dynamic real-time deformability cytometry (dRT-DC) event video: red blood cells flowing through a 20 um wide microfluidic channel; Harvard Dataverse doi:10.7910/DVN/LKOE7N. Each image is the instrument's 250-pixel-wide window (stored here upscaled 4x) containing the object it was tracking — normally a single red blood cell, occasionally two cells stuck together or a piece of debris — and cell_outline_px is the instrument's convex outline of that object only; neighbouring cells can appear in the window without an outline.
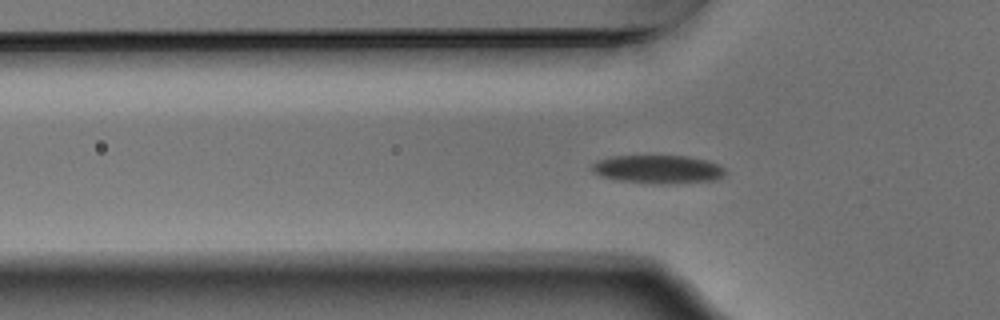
{"species": "Egyptian fruit bat (a non-hibernating species)", "species_latin": "Rousettus aegyptiacus", "temperature_condition": "warm", "stored_images_in_passage": 55, "camera_frame_rate_fps": 3000, "um_per_image_px": 0.085, "animal": {"sex": "male"}, "frame": {"image": 1, "passage_image": 17, "time_ms": 5.333, "image_size_px": [1000, 320], "cell_outline_px": [[724, 176], [712, 180], [664, 184], [660, 184], [616, 180], [600, 176], [592, 172], [588, 168], [596, 160], [612, 156], [688, 156], [708, 160], [724, 168]], "centroid_in_image_um": [55.85, 14.38], "position_along_channel_um": 69.9, "area_um2": 22.08}}
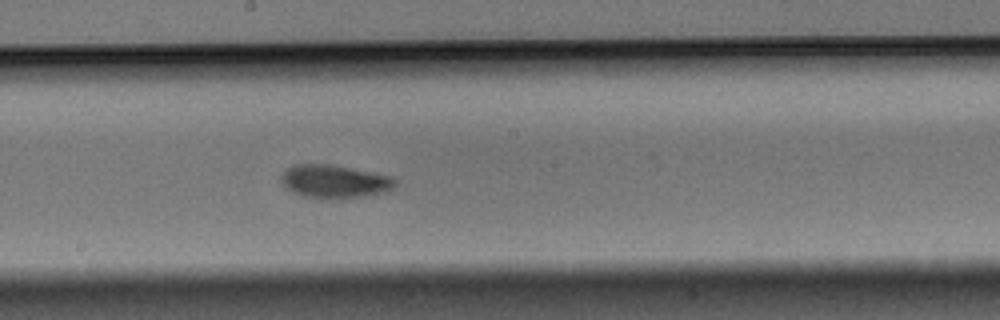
{"frame": {"image": 2, "passage_image": 29, "time_ms": 9.333, "image_size_px": [1000, 320], "cell_outline_px": [[396, 184], [392, 188], [384, 192], [364, 196], [328, 200], [320, 200], [300, 196], [292, 192], [280, 180], [280, 176], [284, 168], [292, 164], [332, 164], [392, 176], [396, 180]], "centroid_in_image_um": [28.37, 15.43], "position_along_channel_um": 219.8, "area_um2": 22.6}}
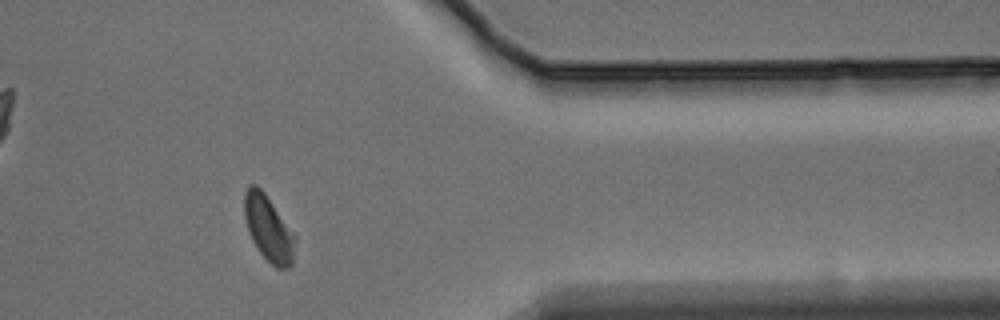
{"frame": {"image": 3, "passage_image": 44, "time_ms": 14.333, "image_size_px": [1000, 320], "cell_outline_px": [[296, 240], [292, 268], [276, 268], [260, 252], [252, 240], [244, 216], [244, 192], [248, 184], [256, 184], [264, 192], [296, 236]], "centroid_in_image_um": [22.83, 19.41], "position_along_channel_um": 388.6, "area_um2": 19.36}, "authors_computed_cell_mechanics": {"area_um2": 20.3456, "velocity_mm_per_s": 3.7258, "shape_relaxation_time_tau1_ms": 2.1784, "shape_relaxation_time_tau2_ms": 5.1926, "deformation_change_tau1": 0.0977, "deformation_change_tau2": 0.0817}}